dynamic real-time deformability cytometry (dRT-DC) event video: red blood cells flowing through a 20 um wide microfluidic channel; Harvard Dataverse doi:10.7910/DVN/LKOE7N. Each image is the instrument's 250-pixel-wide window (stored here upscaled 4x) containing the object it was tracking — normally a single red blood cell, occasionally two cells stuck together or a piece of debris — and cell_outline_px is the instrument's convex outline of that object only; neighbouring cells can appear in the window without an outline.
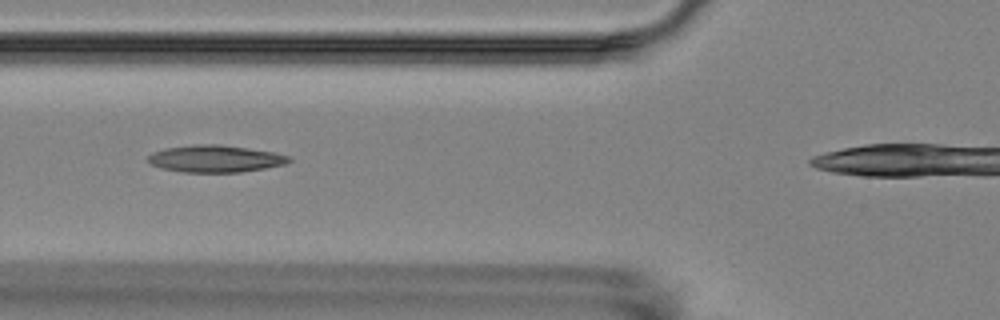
{"species": "Egyptian fruit bat (a non-hibernating species)", "species_latin": "Rousettus aegyptiacus", "temperature_condition": "room temperature", "stored_images_in_passage": 8, "camera_frame_rate_fps": 3000, "um_per_image_px": 0.085, "animal": {"sex": "female"}, "frame": {"image": 1, "passage_image": 3, "time_ms": 2.333, "image_size_px": [1000, 320], "cell_outline_px": [[292, 160], [284, 164], [264, 168], [240, 172], [184, 172], [160, 168], [152, 164], [148, 160], [148, 156], [152, 152], [164, 148], [196, 144], [220, 144], [248, 148], [272, 152], [288, 156]], "centroid_in_image_um": [18.26, 13.48], "position_along_channel_um": 107.5, "area_um2": 22.08}}
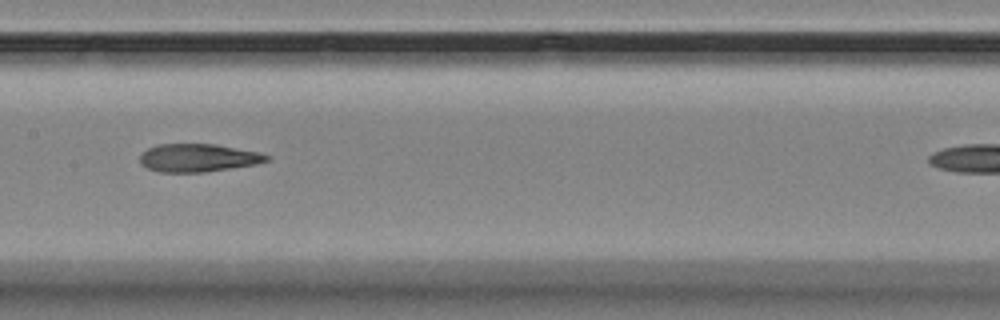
{"frame": {"image": 2, "passage_image": 5, "time_ms": 4.667, "image_size_px": [1000, 320], "cell_outline_px": [[272, 156], [268, 160], [256, 164], [232, 168], [204, 172], [160, 172], [148, 168], [140, 164], [140, 156], [148, 148], [156, 144], [216, 144], [260, 152]], "centroid_in_image_um": [16.86, 13.41], "position_along_channel_um": 190.5, "area_um2": 20.75}}
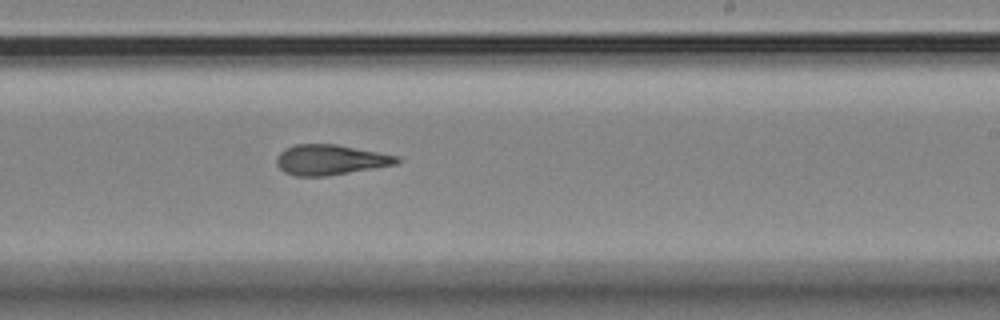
{"frame": {"image": 3, "passage_image": 7, "time_ms": 6.667, "image_size_px": [1000, 320], "cell_outline_px": [[400, 160], [396, 164], [328, 176], [296, 176], [284, 172], [276, 164], [276, 156], [284, 148], [296, 144], [336, 144], [396, 156]], "centroid_in_image_um": [28.0, 13.58], "position_along_channel_um": 261.0, "area_um2": 21.04}}